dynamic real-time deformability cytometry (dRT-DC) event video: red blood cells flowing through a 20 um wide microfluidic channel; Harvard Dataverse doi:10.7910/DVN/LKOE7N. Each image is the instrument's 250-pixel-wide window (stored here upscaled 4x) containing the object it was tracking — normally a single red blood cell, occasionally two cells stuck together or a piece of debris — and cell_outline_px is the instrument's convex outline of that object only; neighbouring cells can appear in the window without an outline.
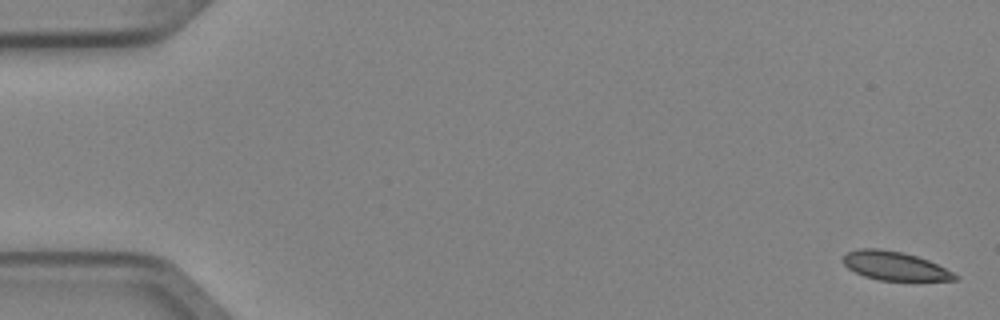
{"species": "Egyptian fruit bat (a non-hibernating species)", "species_latin": "Rousettus aegyptiacus", "temperature_condition": "cold", "stored_images_in_passage": 4, "camera_frame_rate_fps": 3000, "um_per_image_px": 0.085, "animal": {"sex": "female"}, "frame": {"image": 1, "passage_image": 1, "time_ms": 0.0, "image_size_px": [1000, 320], "cell_outline_px": [[960, 280], [880, 280], [864, 276], [848, 268], [844, 264], [844, 256], [848, 252], [860, 248], [880, 248], [904, 252], [928, 260], [960, 276]], "centroid_in_image_um": [76.07, 22.59], "position_along_channel_um": 8.9, "area_um2": 18.55}}
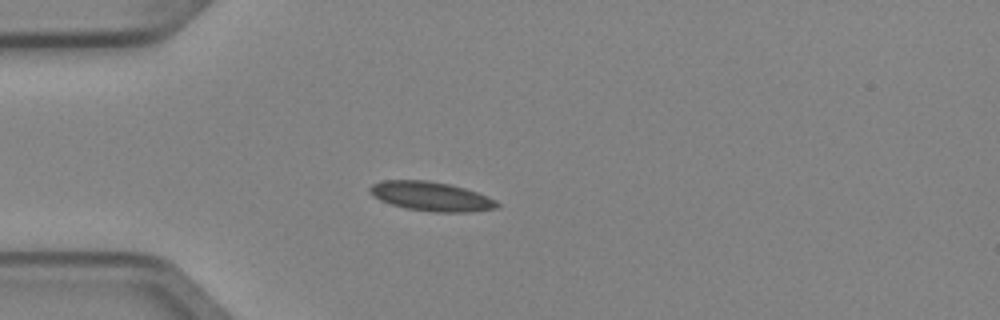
{"frame": {"image": 2, "passage_image": 4, "time_ms": 1.0, "image_size_px": [1000, 320], "cell_outline_px": [[500, 204], [496, 208], [472, 212], [436, 212], [408, 208], [392, 204], [380, 200], [372, 196], [368, 192], [368, 188], [372, 184], [380, 180], [428, 180], [448, 184], [464, 188], [488, 196], [496, 200]], "centroid_in_image_um": [36.62, 16.68], "position_along_channel_um": 48.4, "area_um2": 21.68}}